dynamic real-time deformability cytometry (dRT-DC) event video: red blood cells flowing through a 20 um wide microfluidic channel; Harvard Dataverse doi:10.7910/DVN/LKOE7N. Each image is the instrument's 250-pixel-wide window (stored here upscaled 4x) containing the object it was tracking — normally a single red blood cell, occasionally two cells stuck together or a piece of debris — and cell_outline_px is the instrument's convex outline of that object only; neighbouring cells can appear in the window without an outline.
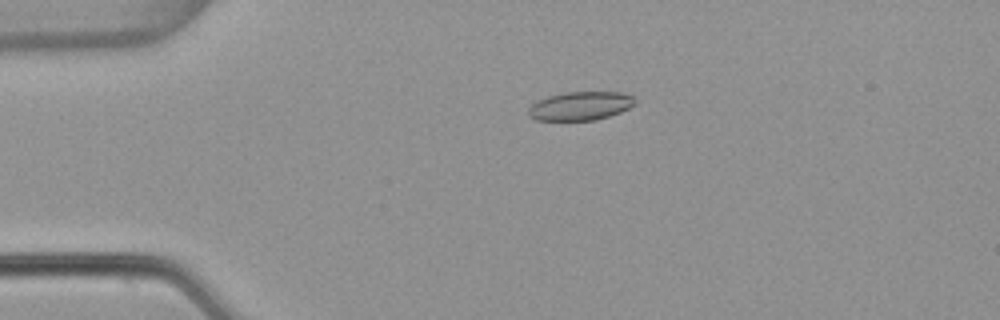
{"species": "common noctule bat (a hibernating species)", "species_latin": "Nyctalus noctula", "temperature_condition": "warm", "stored_images_in_passage": 53, "camera_frame_rate_fps": 3000, "um_per_image_px": 0.085, "animal": {"sex": "female", "body_mass_g": 22.7, "forearm_length_mm": 54.2}, "frame": {"image": 1, "passage_image": 12, "time_ms": 3.667, "image_size_px": [1000, 320], "cell_outline_px": [[636, 104], [620, 112], [596, 120], [536, 120], [528, 116], [528, 108], [532, 104], [548, 96], [564, 92], [624, 92], [632, 96]], "centroid_in_image_um": [49.33, 9.0], "position_along_channel_um": 35.7, "area_um2": 17.74}}
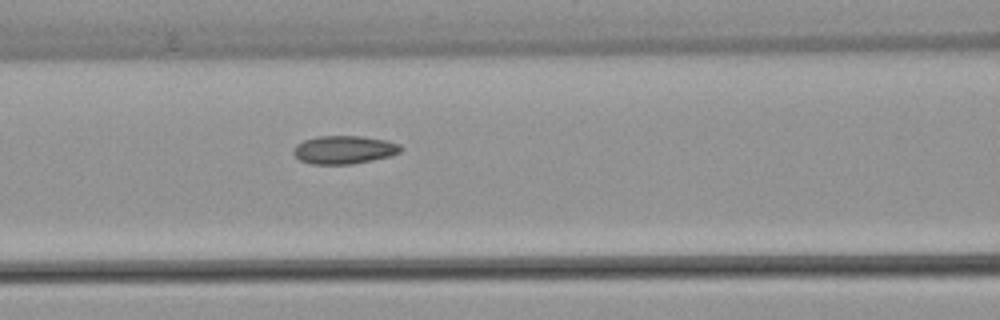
{"frame": {"image": 2, "passage_image": 23, "time_ms": 7.333, "image_size_px": [1000, 320], "cell_outline_px": [[404, 148], [400, 152], [388, 156], [372, 160], [352, 164], [312, 164], [300, 160], [292, 152], [292, 148], [296, 144], [304, 140], [316, 136], [364, 136], [388, 140], [400, 144]], "centroid_in_image_um": [29.25, 12.72], "position_along_channel_um": 137.4, "area_um2": 17.8}}
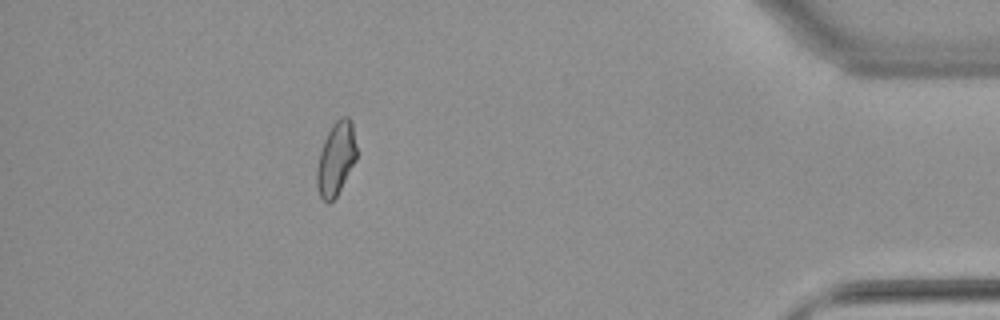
{"frame": {"image": 3, "passage_image": 48, "time_ms": 15.667, "image_size_px": [1000, 320], "cell_outline_px": [[356, 160], [336, 196], [328, 204], [320, 196], [316, 184], [316, 168], [320, 152], [324, 140], [332, 124], [340, 116], [348, 116], [352, 124], [356, 144]], "centroid_in_image_um": [28.55, 13.47], "position_along_channel_um": 406.7, "area_um2": 16.88}, "authors_computed_cell_mechanics": {"area_um2": 17.629, "velocity_mm_per_s": 3.8415, "shape_relaxation_time_tau1_ms": null, "shape_relaxation_time_tau2_ms": 2.7854, "deformation_change_tau1": null, "deformation_change_tau2": 0.0619}}